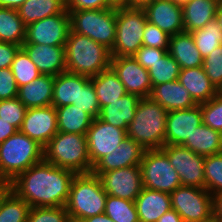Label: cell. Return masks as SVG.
I'll list each match as a JSON object with an SVG mask.
<instances>
[{
    "mask_svg": "<svg viewBox=\"0 0 222 222\" xmlns=\"http://www.w3.org/2000/svg\"><path fill=\"white\" fill-rule=\"evenodd\" d=\"M76 173L44 160L17 175L8 187L33 207H65Z\"/></svg>",
    "mask_w": 222,
    "mask_h": 222,
    "instance_id": "6da1fadb",
    "label": "cell"
},
{
    "mask_svg": "<svg viewBox=\"0 0 222 222\" xmlns=\"http://www.w3.org/2000/svg\"><path fill=\"white\" fill-rule=\"evenodd\" d=\"M111 58L105 45L70 30L65 43L67 72L93 77L110 67Z\"/></svg>",
    "mask_w": 222,
    "mask_h": 222,
    "instance_id": "7a4b0ae2",
    "label": "cell"
},
{
    "mask_svg": "<svg viewBox=\"0 0 222 222\" xmlns=\"http://www.w3.org/2000/svg\"><path fill=\"white\" fill-rule=\"evenodd\" d=\"M167 113L166 109L150 97L141 98L126 131L127 137L146 150L161 149L165 145Z\"/></svg>",
    "mask_w": 222,
    "mask_h": 222,
    "instance_id": "3957f363",
    "label": "cell"
},
{
    "mask_svg": "<svg viewBox=\"0 0 222 222\" xmlns=\"http://www.w3.org/2000/svg\"><path fill=\"white\" fill-rule=\"evenodd\" d=\"M43 146L19 130L0 144V184L43 161Z\"/></svg>",
    "mask_w": 222,
    "mask_h": 222,
    "instance_id": "277c9868",
    "label": "cell"
},
{
    "mask_svg": "<svg viewBox=\"0 0 222 222\" xmlns=\"http://www.w3.org/2000/svg\"><path fill=\"white\" fill-rule=\"evenodd\" d=\"M43 160L57 167L89 173L93 166L88 154L86 134L57 132L43 148Z\"/></svg>",
    "mask_w": 222,
    "mask_h": 222,
    "instance_id": "5b68a950",
    "label": "cell"
},
{
    "mask_svg": "<svg viewBox=\"0 0 222 222\" xmlns=\"http://www.w3.org/2000/svg\"><path fill=\"white\" fill-rule=\"evenodd\" d=\"M107 193L103 190L100 178L89 173L76 174L72 180L66 211L72 220L103 214Z\"/></svg>",
    "mask_w": 222,
    "mask_h": 222,
    "instance_id": "8992f818",
    "label": "cell"
},
{
    "mask_svg": "<svg viewBox=\"0 0 222 222\" xmlns=\"http://www.w3.org/2000/svg\"><path fill=\"white\" fill-rule=\"evenodd\" d=\"M71 31L112 49L116 38L117 8L68 10Z\"/></svg>",
    "mask_w": 222,
    "mask_h": 222,
    "instance_id": "52a82bcc",
    "label": "cell"
},
{
    "mask_svg": "<svg viewBox=\"0 0 222 222\" xmlns=\"http://www.w3.org/2000/svg\"><path fill=\"white\" fill-rule=\"evenodd\" d=\"M147 17L143 8H117L116 38L110 50L112 57H131L143 45Z\"/></svg>",
    "mask_w": 222,
    "mask_h": 222,
    "instance_id": "ba28073f",
    "label": "cell"
},
{
    "mask_svg": "<svg viewBox=\"0 0 222 222\" xmlns=\"http://www.w3.org/2000/svg\"><path fill=\"white\" fill-rule=\"evenodd\" d=\"M144 188L170 194L181 180L161 149L146 150L140 163Z\"/></svg>",
    "mask_w": 222,
    "mask_h": 222,
    "instance_id": "9c48e42d",
    "label": "cell"
},
{
    "mask_svg": "<svg viewBox=\"0 0 222 222\" xmlns=\"http://www.w3.org/2000/svg\"><path fill=\"white\" fill-rule=\"evenodd\" d=\"M171 207L183 222H199L213 214V196L205 188L179 186L170 193Z\"/></svg>",
    "mask_w": 222,
    "mask_h": 222,
    "instance_id": "30bf717a",
    "label": "cell"
},
{
    "mask_svg": "<svg viewBox=\"0 0 222 222\" xmlns=\"http://www.w3.org/2000/svg\"><path fill=\"white\" fill-rule=\"evenodd\" d=\"M161 150L177 171L182 186L205 188V156L196 154L182 145H164Z\"/></svg>",
    "mask_w": 222,
    "mask_h": 222,
    "instance_id": "8fae6325",
    "label": "cell"
},
{
    "mask_svg": "<svg viewBox=\"0 0 222 222\" xmlns=\"http://www.w3.org/2000/svg\"><path fill=\"white\" fill-rule=\"evenodd\" d=\"M70 30L69 13L56 14L27 25L23 44L65 46Z\"/></svg>",
    "mask_w": 222,
    "mask_h": 222,
    "instance_id": "7c38bea8",
    "label": "cell"
},
{
    "mask_svg": "<svg viewBox=\"0 0 222 222\" xmlns=\"http://www.w3.org/2000/svg\"><path fill=\"white\" fill-rule=\"evenodd\" d=\"M107 195L135 201L143 188L140 165L102 172L99 176Z\"/></svg>",
    "mask_w": 222,
    "mask_h": 222,
    "instance_id": "4fadbf2b",
    "label": "cell"
},
{
    "mask_svg": "<svg viewBox=\"0 0 222 222\" xmlns=\"http://www.w3.org/2000/svg\"><path fill=\"white\" fill-rule=\"evenodd\" d=\"M126 136L125 129L108 124L98 117L93 119L86 133L91 165L93 166L103 156L111 154Z\"/></svg>",
    "mask_w": 222,
    "mask_h": 222,
    "instance_id": "5bb4252c",
    "label": "cell"
},
{
    "mask_svg": "<svg viewBox=\"0 0 222 222\" xmlns=\"http://www.w3.org/2000/svg\"><path fill=\"white\" fill-rule=\"evenodd\" d=\"M110 67L123 83L127 93L138 95L140 98L150 97L152 83L148 70L132 56L112 57Z\"/></svg>",
    "mask_w": 222,
    "mask_h": 222,
    "instance_id": "9a60e30c",
    "label": "cell"
},
{
    "mask_svg": "<svg viewBox=\"0 0 222 222\" xmlns=\"http://www.w3.org/2000/svg\"><path fill=\"white\" fill-rule=\"evenodd\" d=\"M19 131L44 147L58 132L56 108H28Z\"/></svg>",
    "mask_w": 222,
    "mask_h": 222,
    "instance_id": "2e32d148",
    "label": "cell"
},
{
    "mask_svg": "<svg viewBox=\"0 0 222 222\" xmlns=\"http://www.w3.org/2000/svg\"><path fill=\"white\" fill-rule=\"evenodd\" d=\"M202 123L201 104L188 109L168 111L165 145H183Z\"/></svg>",
    "mask_w": 222,
    "mask_h": 222,
    "instance_id": "e0dca14e",
    "label": "cell"
},
{
    "mask_svg": "<svg viewBox=\"0 0 222 222\" xmlns=\"http://www.w3.org/2000/svg\"><path fill=\"white\" fill-rule=\"evenodd\" d=\"M147 21L173 36L185 32L182 5L172 0H153L144 8Z\"/></svg>",
    "mask_w": 222,
    "mask_h": 222,
    "instance_id": "ac0fdd59",
    "label": "cell"
},
{
    "mask_svg": "<svg viewBox=\"0 0 222 222\" xmlns=\"http://www.w3.org/2000/svg\"><path fill=\"white\" fill-rule=\"evenodd\" d=\"M145 151L140 144L126 136L111 154L103 156L93 165L91 172L99 176L102 172L140 165Z\"/></svg>",
    "mask_w": 222,
    "mask_h": 222,
    "instance_id": "d6986e66",
    "label": "cell"
},
{
    "mask_svg": "<svg viewBox=\"0 0 222 222\" xmlns=\"http://www.w3.org/2000/svg\"><path fill=\"white\" fill-rule=\"evenodd\" d=\"M21 48L43 75L57 76L66 71L65 46L23 44Z\"/></svg>",
    "mask_w": 222,
    "mask_h": 222,
    "instance_id": "ffe728a7",
    "label": "cell"
},
{
    "mask_svg": "<svg viewBox=\"0 0 222 222\" xmlns=\"http://www.w3.org/2000/svg\"><path fill=\"white\" fill-rule=\"evenodd\" d=\"M150 98L167 111L188 109L197 105L178 80L154 86Z\"/></svg>",
    "mask_w": 222,
    "mask_h": 222,
    "instance_id": "44dd1931",
    "label": "cell"
},
{
    "mask_svg": "<svg viewBox=\"0 0 222 222\" xmlns=\"http://www.w3.org/2000/svg\"><path fill=\"white\" fill-rule=\"evenodd\" d=\"M134 202L139 222H157L172 209L170 194L144 187Z\"/></svg>",
    "mask_w": 222,
    "mask_h": 222,
    "instance_id": "7402d4cb",
    "label": "cell"
},
{
    "mask_svg": "<svg viewBox=\"0 0 222 222\" xmlns=\"http://www.w3.org/2000/svg\"><path fill=\"white\" fill-rule=\"evenodd\" d=\"M178 81L189 91L197 105L209 101L218 94V89L208 78L202 66L181 69Z\"/></svg>",
    "mask_w": 222,
    "mask_h": 222,
    "instance_id": "603a6c76",
    "label": "cell"
},
{
    "mask_svg": "<svg viewBox=\"0 0 222 222\" xmlns=\"http://www.w3.org/2000/svg\"><path fill=\"white\" fill-rule=\"evenodd\" d=\"M140 99L138 95L127 93L119 98V100L102 107L98 118L108 124L127 131L130 122L135 116Z\"/></svg>",
    "mask_w": 222,
    "mask_h": 222,
    "instance_id": "cb8c5ba5",
    "label": "cell"
},
{
    "mask_svg": "<svg viewBox=\"0 0 222 222\" xmlns=\"http://www.w3.org/2000/svg\"><path fill=\"white\" fill-rule=\"evenodd\" d=\"M55 77L41 75L29 84L19 86L17 98L26 108L46 107L52 104Z\"/></svg>",
    "mask_w": 222,
    "mask_h": 222,
    "instance_id": "d4e9b609",
    "label": "cell"
},
{
    "mask_svg": "<svg viewBox=\"0 0 222 222\" xmlns=\"http://www.w3.org/2000/svg\"><path fill=\"white\" fill-rule=\"evenodd\" d=\"M168 53L176 60L181 69L203 66V58L190 32L170 36Z\"/></svg>",
    "mask_w": 222,
    "mask_h": 222,
    "instance_id": "484cf974",
    "label": "cell"
},
{
    "mask_svg": "<svg viewBox=\"0 0 222 222\" xmlns=\"http://www.w3.org/2000/svg\"><path fill=\"white\" fill-rule=\"evenodd\" d=\"M220 0H189L182 5L185 32L202 29L215 19Z\"/></svg>",
    "mask_w": 222,
    "mask_h": 222,
    "instance_id": "4316f807",
    "label": "cell"
},
{
    "mask_svg": "<svg viewBox=\"0 0 222 222\" xmlns=\"http://www.w3.org/2000/svg\"><path fill=\"white\" fill-rule=\"evenodd\" d=\"M90 77L71 72H62L55 76L52 106L54 108L72 105L77 100L78 86H84Z\"/></svg>",
    "mask_w": 222,
    "mask_h": 222,
    "instance_id": "83f0119b",
    "label": "cell"
},
{
    "mask_svg": "<svg viewBox=\"0 0 222 222\" xmlns=\"http://www.w3.org/2000/svg\"><path fill=\"white\" fill-rule=\"evenodd\" d=\"M96 91L100 109L127 94L123 83L111 67L90 77Z\"/></svg>",
    "mask_w": 222,
    "mask_h": 222,
    "instance_id": "f1b7e54d",
    "label": "cell"
},
{
    "mask_svg": "<svg viewBox=\"0 0 222 222\" xmlns=\"http://www.w3.org/2000/svg\"><path fill=\"white\" fill-rule=\"evenodd\" d=\"M182 146L203 156L219 154L222 153V133L202 123Z\"/></svg>",
    "mask_w": 222,
    "mask_h": 222,
    "instance_id": "f546056e",
    "label": "cell"
},
{
    "mask_svg": "<svg viewBox=\"0 0 222 222\" xmlns=\"http://www.w3.org/2000/svg\"><path fill=\"white\" fill-rule=\"evenodd\" d=\"M17 12L26 26L46 17L69 13L66 0H26Z\"/></svg>",
    "mask_w": 222,
    "mask_h": 222,
    "instance_id": "4dcf8cb0",
    "label": "cell"
},
{
    "mask_svg": "<svg viewBox=\"0 0 222 222\" xmlns=\"http://www.w3.org/2000/svg\"><path fill=\"white\" fill-rule=\"evenodd\" d=\"M30 208L8 184H0V222H27Z\"/></svg>",
    "mask_w": 222,
    "mask_h": 222,
    "instance_id": "1f68e13d",
    "label": "cell"
},
{
    "mask_svg": "<svg viewBox=\"0 0 222 222\" xmlns=\"http://www.w3.org/2000/svg\"><path fill=\"white\" fill-rule=\"evenodd\" d=\"M58 132L86 134L93 118L83 110L72 105L56 108Z\"/></svg>",
    "mask_w": 222,
    "mask_h": 222,
    "instance_id": "d6a6232c",
    "label": "cell"
},
{
    "mask_svg": "<svg viewBox=\"0 0 222 222\" xmlns=\"http://www.w3.org/2000/svg\"><path fill=\"white\" fill-rule=\"evenodd\" d=\"M26 38V25L17 9L0 7V41L22 46Z\"/></svg>",
    "mask_w": 222,
    "mask_h": 222,
    "instance_id": "836d02e7",
    "label": "cell"
},
{
    "mask_svg": "<svg viewBox=\"0 0 222 222\" xmlns=\"http://www.w3.org/2000/svg\"><path fill=\"white\" fill-rule=\"evenodd\" d=\"M202 58H206L215 48L222 45V29L216 20L208 22L202 29L190 32Z\"/></svg>",
    "mask_w": 222,
    "mask_h": 222,
    "instance_id": "e575fe53",
    "label": "cell"
},
{
    "mask_svg": "<svg viewBox=\"0 0 222 222\" xmlns=\"http://www.w3.org/2000/svg\"><path fill=\"white\" fill-rule=\"evenodd\" d=\"M114 222H139L134 201L107 195L105 212Z\"/></svg>",
    "mask_w": 222,
    "mask_h": 222,
    "instance_id": "d590c367",
    "label": "cell"
},
{
    "mask_svg": "<svg viewBox=\"0 0 222 222\" xmlns=\"http://www.w3.org/2000/svg\"><path fill=\"white\" fill-rule=\"evenodd\" d=\"M180 70L179 64L167 52L161 60L156 61L153 66L148 69L152 88L162 83L178 80Z\"/></svg>",
    "mask_w": 222,
    "mask_h": 222,
    "instance_id": "8d00e7d4",
    "label": "cell"
},
{
    "mask_svg": "<svg viewBox=\"0 0 222 222\" xmlns=\"http://www.w3.org/2000/svg\"><path fill=\"white\" fill-rule=\"evenodd\" d=\"M10 68L18 87L29 84L42 75L22 48L17 52Z\"/></svg>",
    "mask_w": 222,
    "mask_h": 222,
    "instance_id": "74e56055",
    "label": "cell"
},
{
    "mask_svg": "<svg viewBox=\"0 0 222 222\" xmlns=\"http://www.w3.org/2000/svg\"><path fill=\"white\" fill-rule=\"evenodd\" d=\"M205 189L213 195L222 192V153L205 156Z\"/></svg>",
    "mask_w": 222,
    "mask_h": 222,
    "instance_id": "f35d334b",
    "label": "cell"
},
{
    "mask_svg": "<svg viewBox=\"0 0 222 222\" xmlns=\"http://www.w3.org/2000/svg\"><path fill=\"white\" fill-rule=\"evenodd\" d=\"M73 105L89 114L93 119L99 116V101L91 80L84 86H78L77 100Z\"/></svg>",
    "mask_w": 222,
    "mask_h": 222,
    "instance_id": "ab89813d",
    "label": "cell"
},
{
    "mask_svg": "<svg viewBox=\"0 0 222 222\" xmlns=\"http://www.w3.org/2000/svg\"><path fill=\"white\" fill-rule=\"evenodd\" d=\"M203 124L222 133V97L218 94L201 104Z\"/></svg>",
    "mask_w": 222,
    "mask_h": 222,
    "instance_id": "60d3db41",
    "label": "cell"
},
{
    "mask_svg": "<svg viewBox=\"0 0 222 222\" xmlns=\"http://www.w3.org/2000/svg\"><path fill=\"white\" fill-rule=\"evenodd\" d=\"M70 219L65 207H33L27 222H69Z\"/></svg>",
    "mask_w": 222,
    "mask_h": 222,
    "instance_id": "b9f144b4",
    "label": "cell"
},
{
    "mask_svg": "<svg viewBox=\"0 0 222 222\" xmlns=\"http://www.w3.org/2000/svg\"><path fill=\"white\" fill-rule=\"evenodd\" d=\"M26 111V106L17 97L0 101V117L11 123L18 130L21 127Z\"/></svg>",
    "mask_w": 222,
    "mask_h": 222,
    "instance_id": "7bdbcfd3",
    "label": "cell"
},
{
    "mask_svg": "<svg viewBox=\"0 0 222 222\" xmlns=\"http://www.w3.org/2000/svg\"><path fill=\"white\" fill-rule=\"evenodd\" d=\"M203 69L218 89L222 84V45L215 48L206 58L203 59Z\"/></svg>",
    "mask_w": 222,
    "mask_h": 222,
    "instance_id": "ee69618b",
    "label": "cell"
},
{
    "mask_svg": "<svg viewBox=\"0 0 222 222\" xmlns=\"http://www.w3.org/2000/svg\"><path fill=\"white\" fill-rule=\"evenodd\" d=\"M169 39L170 36L167 33L159 29L156 25H153L148 21L146 22L142 38L143 46L168 50Z\"/></svg>",
    "mask_w": 222,
    "mask_h": 222,
    "instance_id": "f6af8a7d",
    "label": "cell"
},
{
    "mask_svg": "<svg viewBox=\"0 0 222 222\" xmlns=\"http://www.w3.org/2000/svg\"><path fill=\"white\" fill-rule=\"evenodd\" d=\"M18 88L11 68L0 69V101L16 98Z\"/></svg>",
    "mask_w": 222,
    "mask_h": 222,
    "instance_id": "bcb514c9",
    "label": "cell"
},
{
    "mask_svg": "<svg viewBox=\"0 0 222 222\" xmlns=\"http://www.w3.org/2000/svg\"><path fill=\"white\" fill-rule=\"evenodd\" d=\"M168 50L141 46L140 49L132 56L142 67L150 69L153 64L161 60Z\"/></svg>",
    "mask_w": 222,
    "mask_h": 222,
    "instance_id": "7dc6e473",
    "label": "cell"
},
{
    "mask_svg": "<svg viewBox=\"0 0 222 222\" xmlns=\"http://www.w3.org/2000/svg\"><path fill=\"white\" fill-rule=\"evenodd\" d=\"M112 7L108 0H66L67 10L106 9Z\"/></svg>",
    "mask_w": 222,
    "mask_h": 222,
    "instance_id": "c3c4849f",
    "label": "cell"
},
{
    "mask_svg": "<svg viewBox=\"0 0 222 222\" xmlns=\"http://www.w3.org/2000/svg\"><path fill=\"white\" fill-rule=\"evenodd\" d=\"M21 46L0 41V69L10 68Z\"/></svg>",
    "mask_w": 222,
    "mask_h": 222,
    "instance_id": "681fc988",
    "label": "cell"
},
{
    "mask_svg": "<svg viewBox=\"0 0 222 222\" xmlns=\"http://www.w3.org/2000/svg\"><path fill=\"white\" fill-rule=\"evenodd\" d=\"M17 131L15 126L0 117V144Z\"/></svg>",
    "mask_w": 222,
    "mask_h": 222,
    "instance_id": "f907efd6",
    "label": "cell"
},
{
    "mask_svg": "<svg viewBox=\"0 0 222 222\" xmlns=\"http://www.w3.org/2000/svg\"><path fill=\"white\" fill-rule=\"evenodd\" d=\"M213 214L222 222V192L213 195Z\"/></svg>",
    "mask_w": 222,
    "mask_h": 222,
    "instance_id": "816d5d0a",
    "label": "cell"
},
{
    "mask_svg": "<svg viewBox=\"0 0 222 222\" xmlns=\"http://www.w3.org/2000/svg\"><path fill=\"white\" fill-rule=\"evenodd\" d=\"M157 222H183V220L175 210L171 209L167 213H164Z\"/></svg>",
    "mask_w": 222,
    "mask_h": 222,
    "instance_id": "f5cc1de1",
    "label": "cell"
},
{
    "mask_svg": "<svg viewBox=\"0 0 222 222\" xmlns=\"http://www.w3.org/2000/svg\"><path fill=\"white\" fill-rule=\"evenodd\" d=\"M26 0H0V7L17 9L19 8Z\"/></svg>",
    "mask_w": 222,
    "mask_h": 222,
    "instance_id": "db71d44e",
    "label": "cell"
},
{
    "mask_svg": "<svg viewBox=\"0 0 222 222\" xmlns=\"http://www.w3.org/2000/svg\"><path fill=\"white\" fill-rule=\"evenodd\" d=\"M81 222H114L109 216H107L105 213L96 215L93 217L86 218L82 220Z\"/></svg>",
    "mask_w": 222,
    "mask_h": 222,
    "instance_id": "11a10c76",
    "label": "cell"
},
{
    "mask_svg": "<svg viewBox=\"0 0 222 222\" xmlns=\"http://www.w3.org/2000/svg\"><path fill=\"white\" fill-rule=\"evenodd\" d=\"M153 0H127V7L132 8H144L147 4Z\"/></svg>",
    "mask_w": 222,
    "mask_h": 222,
    "instance_id": "9f6ffc18",
    "label": "cell"
},
{
    "mask_svg": "<svg viewBox=\"0 0 222 222\" xmlns=\"http://www.w3.org/2000/svg\"><path fill=\"white\" fill-rule=\"evenodd\" d=\"M215 20L219 24V27L222 29V0L219 1Z\"/></svg>",
    "mask_w": 222,
    "mask_h": 222,
    "instance_id": "6f0895ef",
    "label": "cell"
},
{
    "mask_svg": "<svg viewBox=\"0 0 222 222\" xmlns=\"http://www.w3.org/2000/svg\"><path fill=\"white\" fill-rule=\"evenodd\" d=\"M108 2L115 8L127 7V0H108Z\"/></svg>",
    "mask_w": 222,
    "mask_h": 222,
    "instance_id": "680465c9",
    "label": "cell"
},
{
    "mask_svg": "<svg viewBox=\"0 0 222 222\" xmlns=\"http://www.w3.org/2000/svg\"><path fill=\"white\" fill-rule=\"evenodd\" d=\"M199 222H220V220L218 219V217H216L214 214H212L209 218H207L205 220H201Z\"/></svg>",
    "mask_w": 222,
    "mask_h": 222,
    "instance_id": "91938a15",
    "label": "cell"
},
{
    "mask_svg": "<svg viewBox=\"0 0 222 222\" xmlns=\"http://www.w3.org/2000/svg\"><path fill=\"white\" fill-rule=\"evenodd\" d=\"M177 4L183 5L186 2H188L189 0H174Z\"/></svg>",
    "mask_w": 222,
    "mask_h": 222,
    "instance_id": "94428289",
    "label": "cell"
},
{
    "mask_svg": "<svg viewBox=\"0 0 222 222\" xmlns=\"http://www.w3.org/2000/svg\"><path fill=\"white\" fill-rule=\"evenodd\" d=\"M218 95L222 97V84L218 88Z\"/></svg>",
    "mask_w": 222,
    "mask_h": 222,
    "instance_id": "6125c7cd",
    "label": "cell"
},
{
    "mask_svg": "<svg viewBox=\"0 0 222 222\" xmlns=\"http://www.w3.org/2000/svg\"><path fill=\"white\" fill-rule=\"evenodd\" d=\"M69 222H81V221H76V220L70 219Z\"/></svg>",
    "mask_w": 222,
    "mask_h": 222,
    "instance_id": "be15d7a7",
    "label": "cell"
}]
</instances>
